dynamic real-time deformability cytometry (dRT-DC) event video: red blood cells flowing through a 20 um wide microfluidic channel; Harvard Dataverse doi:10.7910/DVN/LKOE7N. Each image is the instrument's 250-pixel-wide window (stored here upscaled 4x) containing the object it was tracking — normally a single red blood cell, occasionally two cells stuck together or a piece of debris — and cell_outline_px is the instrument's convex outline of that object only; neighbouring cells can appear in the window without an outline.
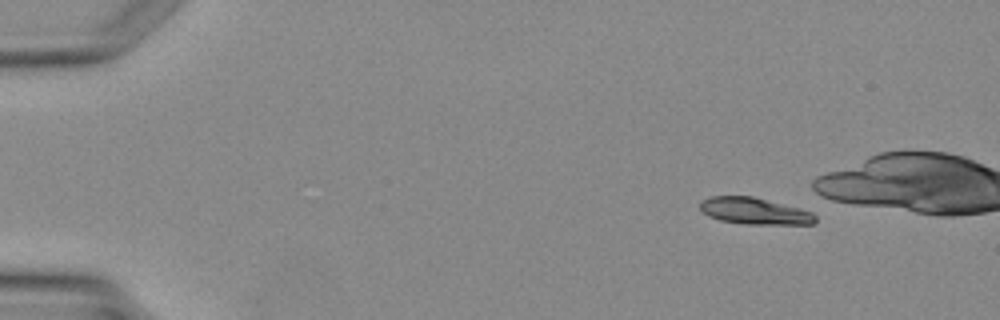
{"species": "Egyptian fruit bat (a non-hibernating species)", "species_latin": "Rousettus aegyptiacus", "temperature_condition": "warm", "stored_images_in_passage": 4, "camera_frame_rate_fps": 3000, "um_per_image_px": 0.085, "animal": {"sex": "female"}, "frame": {"image": 1, "passage_image": 1, "time_ms": 0.0, "image_size_px": [1000, 320], "cell_outline_px": [[816, 220], [812, 224], [748, 224], [720, 220], [708, 216], [700, 208], [700, 200], [712, 196], [752, 196], [800, 208], [812, 212], [816, 216]], "centroid_in_image_um": [64.13, 17.93], "position_along_channel_um": 20.9, "area_um2": 17.8}}